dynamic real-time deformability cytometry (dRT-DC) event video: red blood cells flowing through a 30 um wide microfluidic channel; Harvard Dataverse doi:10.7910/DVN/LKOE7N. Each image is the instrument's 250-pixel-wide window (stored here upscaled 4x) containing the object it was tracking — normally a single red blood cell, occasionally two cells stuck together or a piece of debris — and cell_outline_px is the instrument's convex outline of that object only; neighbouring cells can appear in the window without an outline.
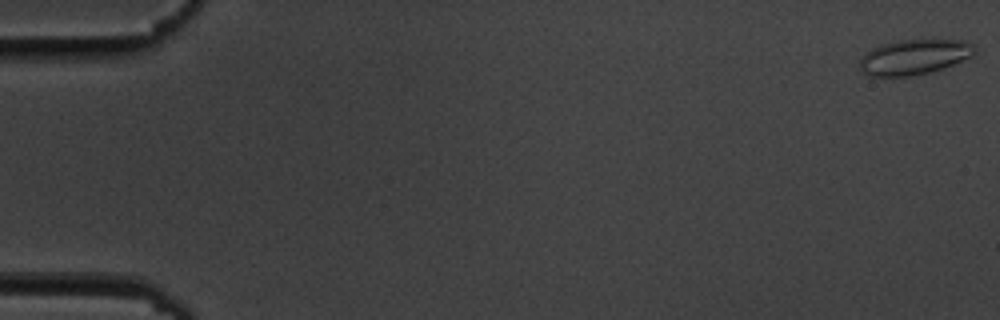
{"species": "common noctule bat (a hibernating species)", "species_latin": "Nyctalus noctula", "temperature_condition": "cold", "stored_images_in_passage": 56, "camera_frame_rate_fps": 3000, "um_per_image_px": 0.085, "animal": {"sex": "male", "body_mass_g": 19.5, "forearm_length_mm": 54.6}, "frame": {"image": 1, "passage_image": 1, "time_ms": 0.0, "image_size_px": [1000, 320], "cell_outline_px": [[976, 52], [972, 56], [932, 72], [912, 76], [868, 76], [860, 72], [860, 60], [872, 48], [884, 44], [900, 40], [964, 40], [972, 44], [976, 48]], "centroid_in_image_um": [77.71, 4.85], "position_along_channel_um": 7.3, "area_um2": 23.41}}
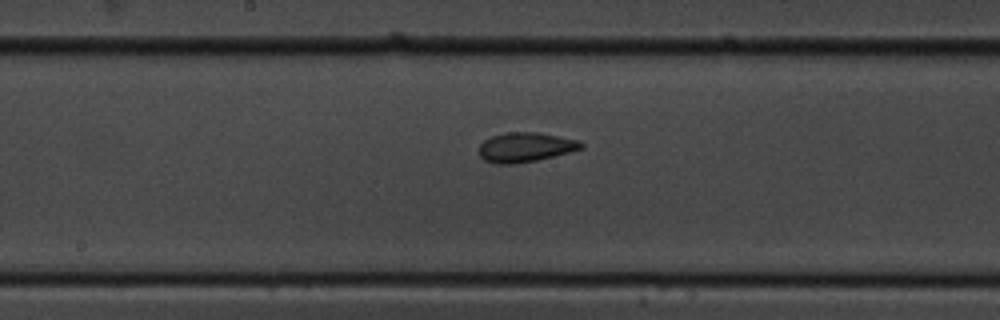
{"frame": {"image": 2, "passage_image": 30, "time_ms": 9.667, "image_size_px": [1000, 320], "cell_outline_px": [[584, 148], [536, 160], [512, 164], [496, 164], [484, 160], [480, 156], [480, 144], [484, 140], [492, 136], [504, 132], [540, 132], [560, 136], [576, 140], [584, 144]], "centroid_in_image_um": [44.64, 12.5], "position_along_channel_um": 203.6, "area_um2": 17.51}}
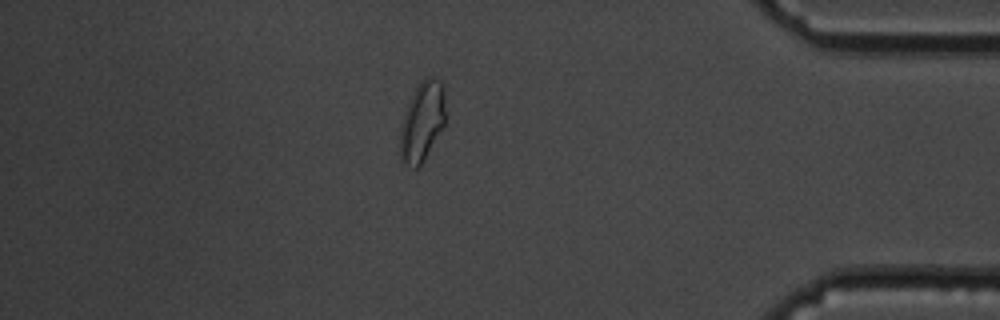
{"frame": {"image": 3, "passage_image": 49, "time_ms": 16.0, "image_size_px": [1000, 320], "cell_outline_px": [[444, 124], [424, 160], [416, 168], [404, 164], [400, 160], [400, 128], [408, 104], [420, 80], [424, 76], [432, 76], [440, 80], [444, 92]], "centroid_in_image_um": [35.87, 10.32], "position_along_channel_um": 399.3, "area_um2": 20.75}, "authors_computed_cell_mechanics": {"area_um2": 18.5249, "velocity_mm_per_s": 3.6066, "shape_relaxation_time_tau1_ms": 2.7393, "shape_relaxation_time_tau2_ms": 1.7981, "deformation_change_tau1": 0.0943, "deformation_change_tau2": 0.0751}}